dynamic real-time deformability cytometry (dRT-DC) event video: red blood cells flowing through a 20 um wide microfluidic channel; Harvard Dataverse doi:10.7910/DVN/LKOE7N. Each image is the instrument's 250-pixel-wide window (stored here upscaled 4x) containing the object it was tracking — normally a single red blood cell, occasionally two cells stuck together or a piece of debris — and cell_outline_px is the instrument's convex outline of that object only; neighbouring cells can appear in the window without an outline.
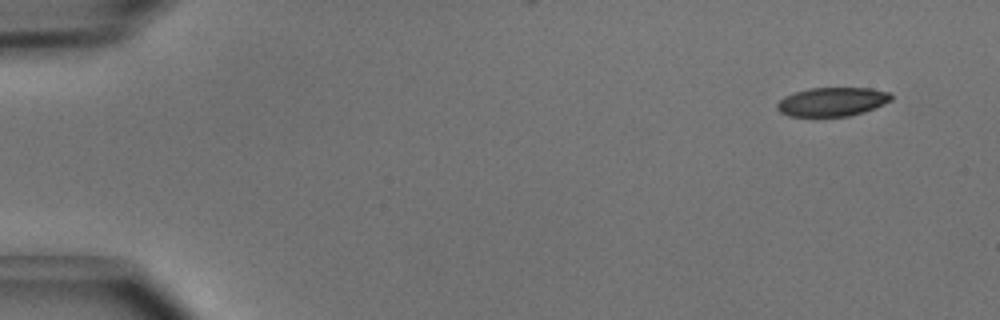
{"species": "common noctule bat (a hibernating species)", "species_latin": "Nyctalus noctula", "temperature_condition": "cold", "stored_images_in_passage": 4, "camera_frame_rate_fps": 3000, "um_per_image_px": 0.085, "animal": {"sex": "male", "body_mass_g": 15.6}, "frame": {"image": 1, "passage_image": 1, "time_ms": 0.0, "image_size_px": [1000, 320], "cell_outline_px": [[892, 100], [864, 112], [848, 116], [788, 116], [780, 112], [776, 108], [776, 104], [784, 96], [792, 92], [808, 88], [872, 88], [892, 92]], "centroid_in_image_um": [70.73, 8.64], "position_along_channel_um": 14.3, "area_um2": 19.36}}
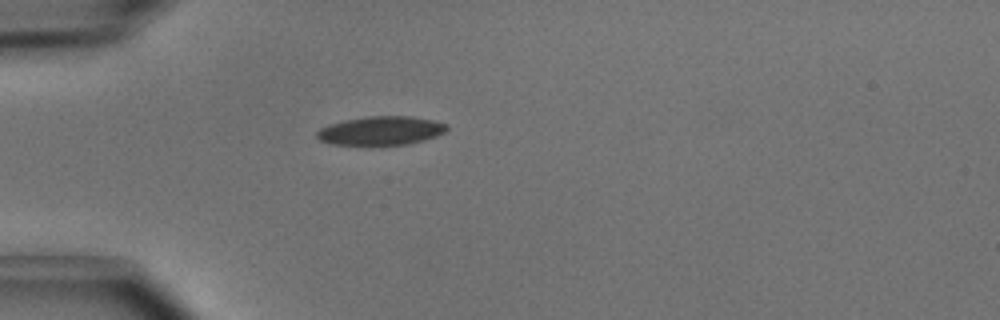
{"frame": {"image": 2, "passage_image": 4, "time_ms": 1.0, "image_size_px": [1000, 320], "cell_outline_px": [[448, 128], [444, 132], [436, 136], [424, 140], [408, 144], [332, 144], [320, 140], [316, 136], [316, 132], [320, 128], [328, 124], [344, 120], [368, 116], [412, 116], [432, 120], [448, 124]], "centroid_in_image_um": [32.38, 11.09], "position_along_channel_um": 52.6, "area_um2": 21.62}}